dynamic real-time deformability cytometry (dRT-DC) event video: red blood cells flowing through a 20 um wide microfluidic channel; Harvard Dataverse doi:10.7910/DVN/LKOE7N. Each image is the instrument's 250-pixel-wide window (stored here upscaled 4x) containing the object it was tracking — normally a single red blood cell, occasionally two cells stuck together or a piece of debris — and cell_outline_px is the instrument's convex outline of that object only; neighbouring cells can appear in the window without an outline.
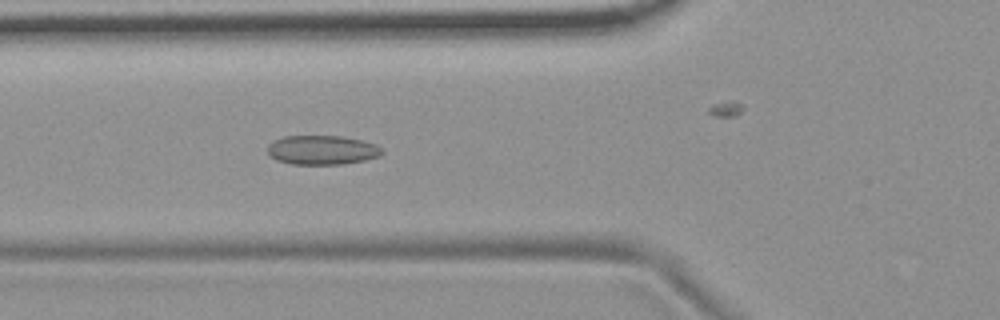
{"species": "common noctule bat (a hibernating species)", "species_latin": "Nyctalus noctula", "temperature_condition": "room temperature", "stored_images_in_passage": 44, "camera_frame_rate_fps": 3000, "um_per_image_px": 0.085, "animal": {"sex": "female", "body_mass_g": 19.9}, "frame": {"image": 1, "passage_image": 9, "time_ms": 2.667, "image_size_px": [1000, 320], "cell_outline_px": [[384, 152], [380, 156], [364, 160], [344, 164], [292, 164], [276, 160], [268, 156], [268, 144], [284, 136], [340, 136], [360, 140], [376, 144]], "centroid_in_image_um": [27.36, 12.76], "position_along_channel_um": 98.4, "area_um2": 19.48}}
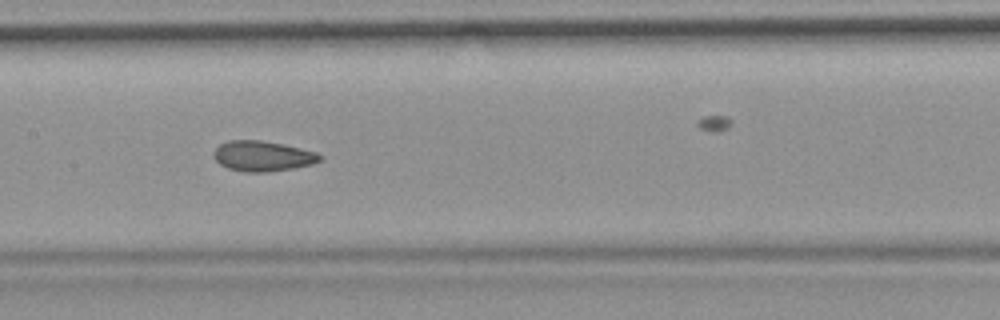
{"frame": {"image": 2, "passage_image": 16, "time_ms": 5.0, "image_size_px": [1000, 320], "cell_outline_px": [[324, 156], [320, 160], [312, 164], [292, 168], [268, 172], [244, 172], [228, 168], [220, 164], [212, 156], [216, 148], [220, 144], [228, 140], [260, 140], [284, 144], [316, 152]], "centroid_in_image_um": [22.32, 13.26], "position_along_channel_um": 185.1, "area_um2": 18.79}}
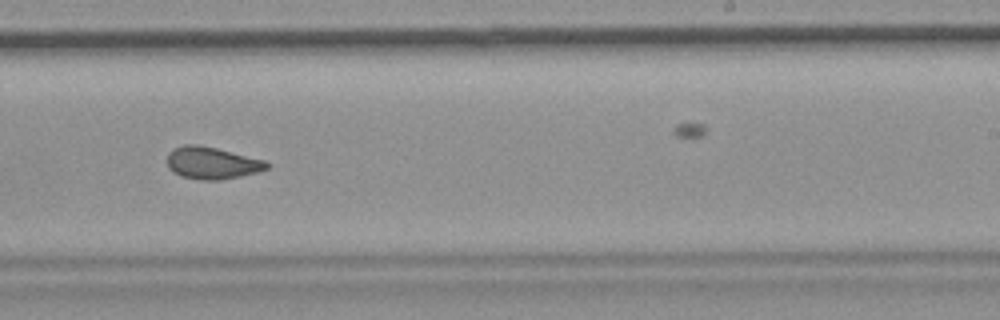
{"frame": {"image": 3, "passage_image": 23, "time_ms": 7.333, "image_size_px": [1000, 320], "cell_outline_px": [[268, 168], [260, 172], [220, 180], [200, 180], [180, 176], [172, 172], [168, 168], [168, 152], [172, 148], [184, 144], [200, 144], [264, 160], [268, 164]], "centroid_in_image_um": [17.97, 13.85], "position_along_channel_um": 271.0, "area_um2": 18.79}, "authors_computed_cell_mechanics": {"area_um2": 18.785, "velocity_mm_per_s": 3.7041, "shape_relaxation_time_tau1_ms": null, "shape_relaxation_time_tau2_ms": 1.8793, "deformation_change_tau1": null, "deformation_change_tau2": 0.0878}}